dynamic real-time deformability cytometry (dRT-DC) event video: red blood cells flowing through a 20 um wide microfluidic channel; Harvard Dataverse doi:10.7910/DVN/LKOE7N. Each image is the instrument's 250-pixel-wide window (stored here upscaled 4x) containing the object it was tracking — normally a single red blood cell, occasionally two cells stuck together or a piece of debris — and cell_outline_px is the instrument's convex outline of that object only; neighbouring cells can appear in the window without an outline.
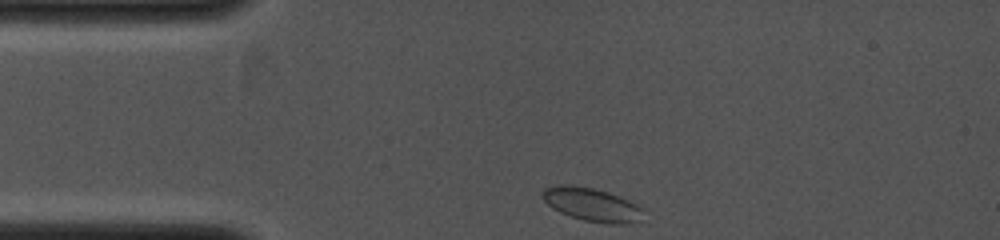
{"species": "common noctule bat (a hibernating species)", "species_latin": "Nyctalus noctula", "temperature_condition": "cold", "stored_images_in_passage": 5, "camera_frame_rate_fps": 4000, "um_per_image_px": 0.085, "animal": {"sex": "female", "body_mass_g": 19.0, "forearm_length_mm": 53.3}, "frame": {"image": 1, "passage_image": 1, "time_ms": 0.0, "image_size_px": [1000, 240], "cell_outline_px": [[640, 220], [620, 224], [608, 224], [584, 220], [560, 212], [552, 208], [540, 196], [544, 188], [564, 184], [592, 188], [608, 192], [636, 204], [640, 208]], "centroid_in_image_um": [50.23, 17.38], "position_along_channel_um": 34.8, "area_um2": 19.07}}
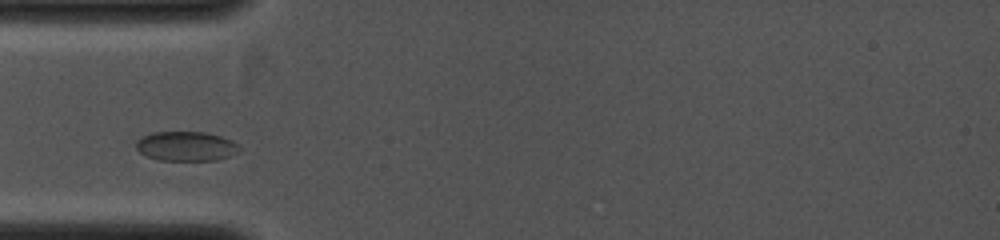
{"frame": {"image": 2, "passage_image": 4, "time_ms": 1.25, "image_size_px": [1000, 240], "cell_outline_px": [[240, 144], [236, 152], [228, 156], [216, 160], [160, 160], [148, 156], [140, 152], [136, 148], [136, 140], [152, 132], [204, 132], [220, 136], [232, 140]], "centroid_in_image_um": [15.81, 12.42], "position_along_channel_um": 69.2, "area_um2": 17.57}}